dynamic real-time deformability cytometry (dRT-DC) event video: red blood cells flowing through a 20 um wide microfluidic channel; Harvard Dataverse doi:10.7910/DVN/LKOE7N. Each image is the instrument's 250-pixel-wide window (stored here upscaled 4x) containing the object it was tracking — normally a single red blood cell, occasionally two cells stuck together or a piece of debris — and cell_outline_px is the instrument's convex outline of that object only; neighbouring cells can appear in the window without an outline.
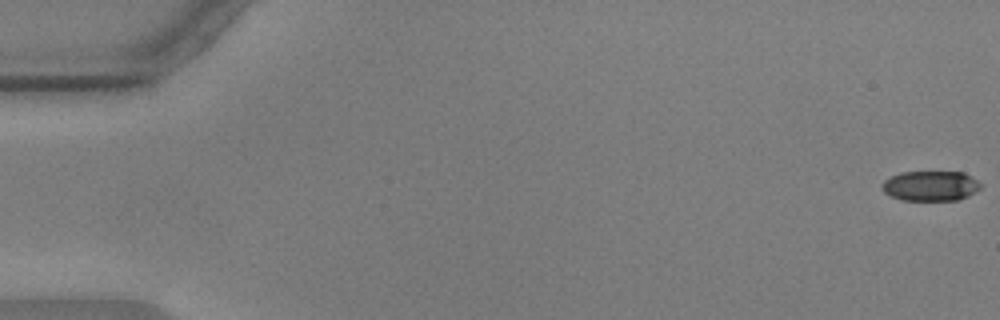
{"species": "common noctule bat (a hibernating species)", "species_latin": "Nyctalus noctula", "temperature_condition": "warm", "stored_images_in_passage": 57, "camera_frame_rate_fps": 3000, "um_per_image_px": 0.085, "animal": {"sex": "male", "body_mass_g": 17.9, "forearm_length_mm": 54.2}, "frame": {"image": 1, "passage_image": 1, "time_ms": 0.0, "image_size_px": [1000, 320], "cell_outline_px": [[980, 188], [968, 196], [960, 200], [900, 200], [884, 192], [880, 188], [880, 184], [884, 180], [900, 172], [964, 172], [972, 176], [980, 184]], "centroid_in_image_um": [79.07, 15.8], "position_along_channel_um": 5.9, "area_um2": 17.34}}
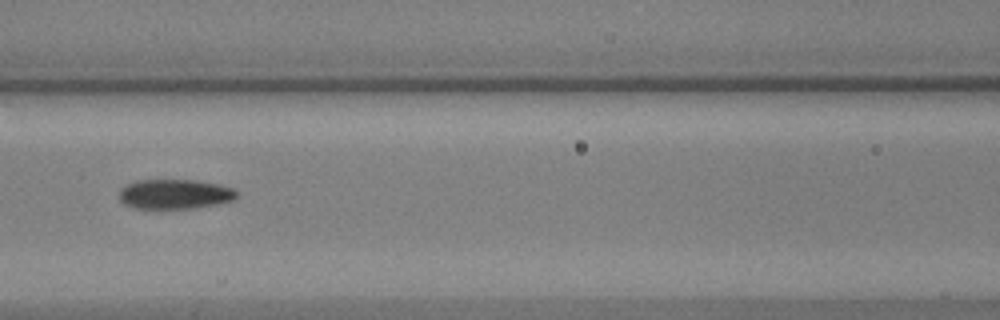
{"frame": {"image": 2, "passage_image": 26, "time_ms": 8.333, "image_size_px": [1000, 320], "cell_outline_px": [[236, 200], [196, 208], [132, 208], [124, 204], [120, 200], [120, 188], [136, 180], [192, 180], [216, 184], [232, 188], [236, 192]], "centroid_in_image_um": [14.83, 16.5], "position_along_channel_um": 151.8, "area_um2": 20.23}}
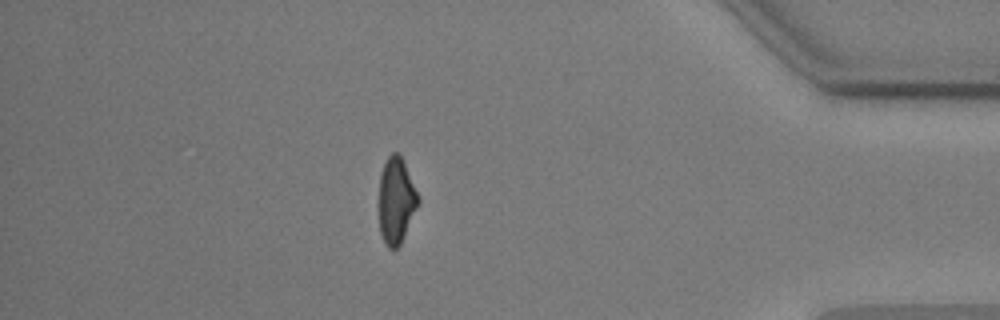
{"frame": {"image": 3, "passage_image": 50, "time_ms": 16.333, "image_size_px": [1000, 320], "cell_outline_px": [[420, 200], [400, 244], [396, 248], [388, 248], [384, 244], [380, 232], [380, 172], [388, 156], [392, 152], [400, 152], [404, 160]], "centroid_in_image_um": [33.67, 17.01], "position_along_channel_um": 401.5, "area_um2": 19.48}, "authors_computed_cell_mechanics": {"area_um2": 20.3456, "velocity_mm_per_s": 3.5976, "shape_relaxation_time_tau1_ms": 5.5504, "shape_relaxation_time_tau2_ms": 1.7937, "deformation_change_tau1": 0.1769, "deformation_change_tau2": 0.0751}}